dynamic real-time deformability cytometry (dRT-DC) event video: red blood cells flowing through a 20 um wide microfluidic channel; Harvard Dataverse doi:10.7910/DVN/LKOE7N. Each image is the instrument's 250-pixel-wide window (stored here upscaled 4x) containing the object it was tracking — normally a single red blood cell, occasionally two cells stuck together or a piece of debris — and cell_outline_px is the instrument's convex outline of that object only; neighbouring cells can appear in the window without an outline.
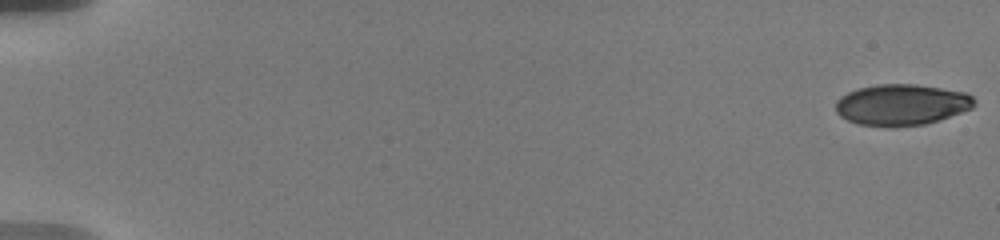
{"species": "human", "species_latin": "Homo sapiens", "temperature_condition": "warm", "stored_images_in_passage": 25, "camera_frame_rate_fps": 3000, "um_per_image_px": 0.085, "donor": {"sex": "male"}, "frame": {"image": 1, "passage_image": 1, "time_ms": 0.0, "image_size_px": [1000, 240], "cell_outline_px": [[976, 104], [972, 108], [940, 120], [924, 124], [892, 128], [888, 128], [856, 124], [840, 116], [836, 112], [836, 100], [840, 96], [848, 92], [860, 88], [876, 84], [916, 84], [964, 92], [972, 96], [976, 100]], "centroid_in_image_um": [76.62, 8.92], "position_along_channel_um": 8.4, "area_um2": 33.58}}
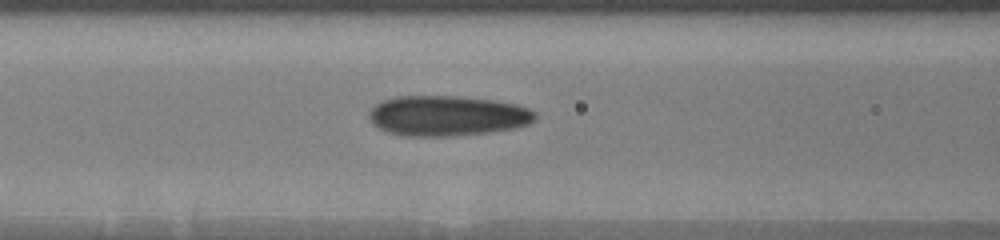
{"frame": {"image": 2, "passage_image": 21, "time_ms": 8.333, "image_size_px": [1000, 240], "cell_outline_px": [[536, 120], [528, 124], [516, 128], [488, 132], [448, 136], [404, 136], [388, 132], [372, 124], [368, 116], [368, 112], [376, 104], [384, 100], [396, 96], [460, 96], [492, 100], [516, 104], [528, 108], [536, 112]], "centroid_in_image_um": [38.02, 9.84], "position_along_channel_um": 128.6, "area_um2": 39.07}}
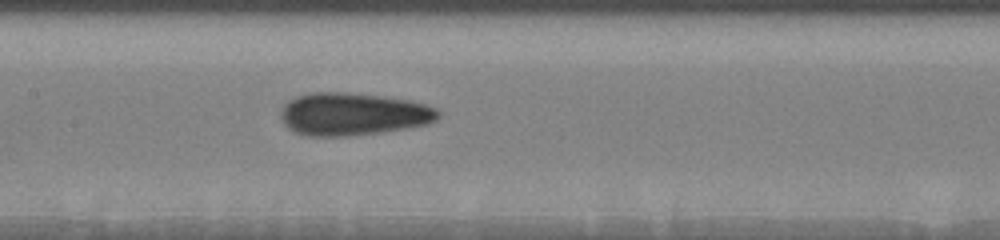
{"frame": {"image": 3, "passage_image": 25, "time_ms": 9.667, "image_size_px": [1000, 240], "cell_outline_px": [[440, 116], [436, 120], [428, 124], [408, 128], [380, 132], [348, 136], [308, 136], [292, 132], [284, 124], [280, 116], [280, 112], [284, 104], [288, 100], [296, 96], [312, 92], [348, 92], [380, 96], [408, 100], [424, 104], [436, 108], [440, 112]], "centroid_in_image_um": [29.97, 9.7], "position_along_channel_um": 177.4, "area_um2": 39.36}}